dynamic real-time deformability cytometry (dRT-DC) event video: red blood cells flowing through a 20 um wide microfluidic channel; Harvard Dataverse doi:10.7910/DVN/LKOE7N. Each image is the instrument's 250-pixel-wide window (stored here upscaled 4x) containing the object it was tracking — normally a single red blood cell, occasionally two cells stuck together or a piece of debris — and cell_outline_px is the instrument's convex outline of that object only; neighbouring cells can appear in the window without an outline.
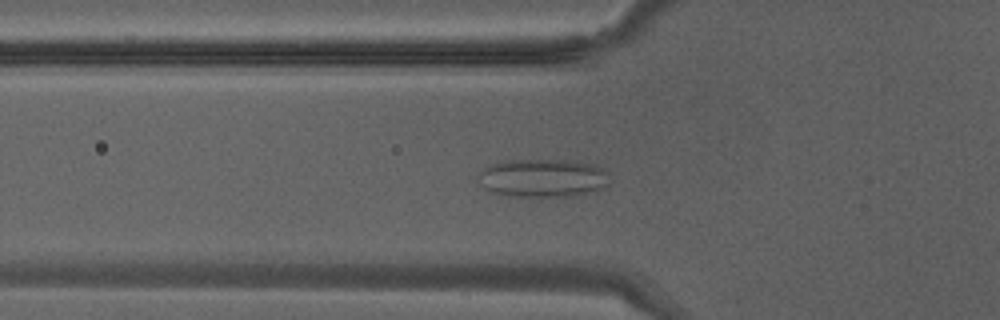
{"species": "Egyptian fruit bat (a non-hibernating species)", "species_latin": "Rousettus aegyptiacus", "temperature_condition": "warm", "stored_images_in_passage": 37, "camera_frame_rate_fps": 3000, "um_per_image_px": 0.085, "animal": {"sex": "male"}, "frame": {"image": 1, "passage_image": 11, "time_ms": 3.333, "image_size_px": [1000, 320], "cell_outline_px": [[608, 188], [592, 192], [572, 196], [508, 196], [492, 192], [484, 188], [476, 180], [476, 176], [484, 168], [492, 164], [504, 160], [572, 160], [596, 164], [608, 172]], "centroid_in_image_um": [46.16, 15.13], "position_along_channel_um": 79.6, "area_um2": 29.82}}
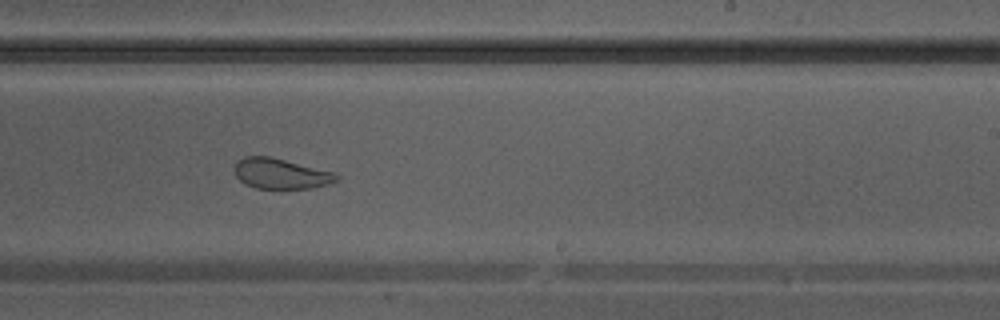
{"frame": {"image": 2, "passage_image": 22, "time_ms": 7.0, "image_size_px": [1000, 320], "cell_outline_px": [[340, 180], [328, 184], [312, 188], [280, 192], [256, 188], [244, 184], [236, 176], [236, 160], [244, 156], [272, 156], [336, 172], [340, 176]], "centroid_in_image_um": [23.92, 14.8], "position_along_channel_um": 265.1, "area_um2": 19.13}}